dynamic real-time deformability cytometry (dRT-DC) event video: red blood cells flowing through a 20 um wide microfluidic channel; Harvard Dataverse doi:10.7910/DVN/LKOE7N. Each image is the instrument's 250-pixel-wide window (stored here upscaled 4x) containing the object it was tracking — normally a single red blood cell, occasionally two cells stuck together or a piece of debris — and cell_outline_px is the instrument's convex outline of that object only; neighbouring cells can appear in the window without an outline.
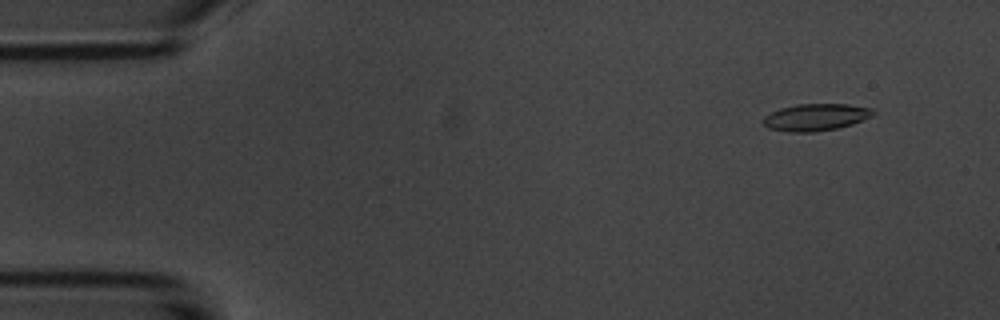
{"species": "common noctule bat (a hibernating species)", "species_latin": "Nyctalus noctula", "temperature_condition": "room temperature", "stored_images_in_passage": 54, "camera_frame_rate_fps": 3000, "um_per_image_px": 0.085, "animal": {"sex": "male", "body_mass_g": 20.1, "forearm_length_mm": 53.5}, "frame": {"image": 1, "passage_image": 5, "time_ms": 1.333, "image_size_px": [1000, 320], "cell_outline_px": [[876, 112], [872, 116], [852, 124], [836, 128], [812, 132], [788, 132], [768, 128], [764, 124], [764, 116], [780, 108], [796, 104], [848, 104], [872, 108]], "centroid_in_image_um": [69.35, 9.95], "position_along_channel_um": 15.7, "area_um2": 17.22}}
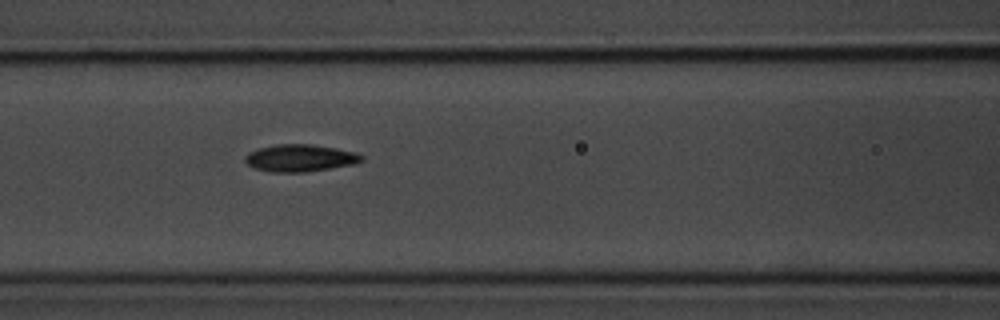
{"frame": {"image": 2, "passage_image": 23, "time_ms": 7.333, "image_size_px": [1000, 320], "cell_outline_px": [[364, 160], [352, 164], [304, 172], [272, 172], [252, 168], [244, 160], [244, 156], [248, 152], [260, 148], [276, 144], [312, 144], [336, 148], [356, 152], [364, 156]], "centroid_in_image_um": [25.48, 13.42], "position_along_channel_um": 141.1, "area_um2": 18.44}}
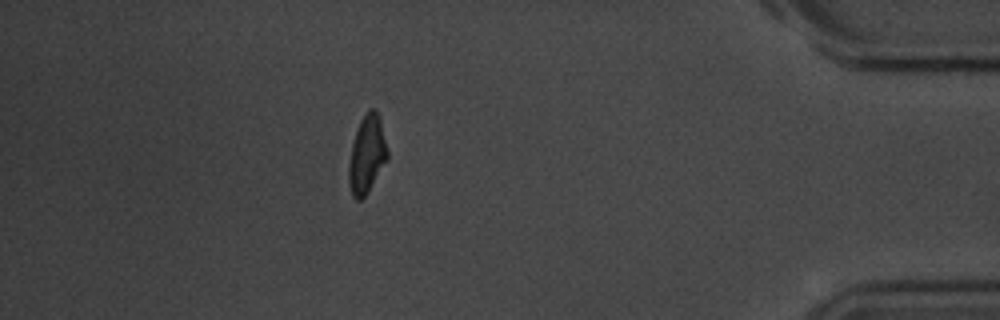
{"frame": {"image": 3, "passage_image": 48, "time_ms": 15.667, "image_size_px": [1000, 320], "cell_outline_px": [[388, 160], [368, 192], [360, 200], [356, 200], [352, 196], [348, 184], [348, 164], [352, 144], [360, 120], [368, 108], [376, 108], [380, 116], [388, 152]], "centroid_in_image_um": [31.19, 13.12], "position_along_channel_um": 404.0, "area_um2": 17.86}, "authors_computed_cell_mechanics": {"area_um2": 17.5423, "velocity_mm_per_s": 3.7173, "shape_relaxation_time_tau1_ms": 2.902, "shape_relaxation_time_tau2_ms": 2.9828, "deformation_change_tau1": 0.1214, "deformation_change_tau2": 0.0975}}